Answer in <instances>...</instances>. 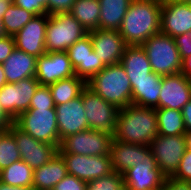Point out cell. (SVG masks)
I'll use <instances>...</instances> for the list:
<instances>
[{
	"label": "cell",
	"instance_id": "4dcf8cb0",
	"mask_svg": "<svg viewBox=\"0 0 191 190\" xmlns=\"http://www.w3.org/2000/svg\"><path fill=\"white\" fill-rule=\"evenodd\" d=\"M34 17L33 13L11 3L2 19L6 35L14 37Z\"/></svg>",
	"mask_w": 191,
	"mask_h": 190
},
{
	"label": "cell",
	"instance_id": "7a4b0ae2",
	"mask_svg": "<svg viewBox=\"0 0 191 190\" xmlns=\"http://www.w3.org/2000/svg\"><path fill=\"white\" fill-rule=\"evenodd\" d=\"M157 135L155 108L131 104L119 110L114 136L116 140L138 145H150Z\"/></svg>",
	"mask_w": 191,
	"mask_h": 190
},
{
	"label": "cell",
	"instance_id": "681fc988",
	"mask_svg": "<svg viewBox=\"0 0 191 190\" xmlns=\"http://www.w3.org/2000/svg\"><path fill=\"white\" fill-rule=\"evenodd\" d=\"M6 36L4 25H3V20L0 19V38Z\"/></svg>",
	"mask_w": 191,
	"mask_h": 190
},
{
	"label": "cell",
	"instance_id": "f35d334b",
	"mask_svg": "<svg viewBox=\"0 0 191 190\" xmlns=\"http://www.w3.org/2000/svg\"><path fill=\"white\" fill-rule=\"evenodd\" d=\"M181 59L191 55V33H184L174 38Z\"/></svg>",
	"mask_w": 191,
	"mask_h": 190
},
{
	"label": "cell",
	"instance_id": "ffe728a7",
	"mask_svg": "<svg viewBox=\"0 0 191 190\" xmlns=\"http://www.w3.org/2000/svg\"><path fill=\"white\" fill-rule=\"evenodd\" d=\"M88 34L93 43V51L106 66L120 63L127 44L119 31L96 29Z\"/></svg>",
	"mask_w": 191,
	"mask_h": 190
},
{
	"label": "cell",
	"instance_id": "836d02e7",
	"mask_svg": "<svg viewBox=\"0 0 191 190\" xmlns=\"http://www.w3.org/2000/svg\"><path fill=\"white\" fill-rule=\"evenodd\" d=\"M55 108L49 86L39 85L31 99L29 109Z\"/></svg>",
	"mask_w": 191,
	"mask_h": 190
},
{
	"label": "cell",
	"instance_id": "2e32d148",
	"mask_svg": "<svg viewBox=\"0 0 191 190\" xmlns=\"http://www.w3.org/2000/svg\"><path fill=\"white\" fill-rule=\"evenodd\" d=\"M160 33L172 38L191 33V3L162 0Z\"/></svg>",
	"mask_w": 191,
	"mask_h": 190
},
{
	"label": "cell",
	"instance_id": "603a6c76",
	"mask_svg": "<svg viewBox=\"0 0 191 190\" xmlns=\"http://www.w3.org/2000/svg\"><path fill=\"white\" fill-rule=\"evenodd\" d=\"M68 175L66 163L57 153L54 158L33 170L34 190H53L54 186Z\"/></svg>",
	"mask_w": 191,
	"mask_h": 190
},
{
	"label": "cell",
	"instance_id": "83f0119b",
	"mask_svg": "<svg viewBox=\"0 0 191 190\" xmlns=\"http://www.w3.org/2000/svg\"><path fill=\"white\" fill-rule=\"evenodd\" d=\"M69 13L80 22L87 32L99 28L101 13L99 0H76Z\"/></svg>",
	"mask_w": 191,
	"mask_h": 190
},
{
	"label": "cell",
	"instance_id": "6da1fadb",
	"mask_svg": "<svg viewBox=\"0 0 191 190\" xmlns=\"http://www.w3.org/2000/svg\"><path fill=\"white\" fill-rule=\"evenodd\" d=\"M162 0H132L123 18L120 35L127 45H142L160 33Z\"/></svg>",
	"mask_w": 191,
	"mask_h": 190
},
{
	"label": "cell",
	"instance_id": "e575fe53",
	"mask_svg": "<svg viewBox=\"0 0 191 190\" xmlns=\"http://www.w3.org/2000/svg\"><path fill=\"white\" fill-rule=\"evenodd\" d=\"M13 3L37 15H48V0H14Z\"/></svg>",
	"mask_w": 191,
	"mask_h": 190
},
{
	"label": "cell",
	"instance_id": "d590c367",
	"mask_svg": "<svg viewBox=\"0 0 191 190\" xmlns=\"http://www.w3.org/2000/svg\"><path fill=\"white\" fill-rule=\"evenodd\" d=\"M172 178L181 182H191V149L186 148L179 167Z\"/></svg>",
	"mask_w": 191,
	"mask_h": 190
},
{
	"label": "cell",
	"instance_id": "f6af8a7d",
	"mask_svg": "<svg viewBox=\"0 0 191 190\" xmlns=\"http://www.w3.org/2000/svg\"><path fill=\"white\" fill-rule=\"evenodd\" d=\"M0 190H34L33 187H14L12 185H6L0 181Z\"/></svg>",
	"mask_w": 191,
	"mask_h": 190
},
{
	"label": "cell",
	"instance_id": "ac0fdd59",
	"mask_svg": "<svg viewBox=\"0 0 191 190\" xmlns=\"http://www.w3.org/2000/svg\"><path fill=\"white\" fill-rule=\"evenodd\" d=\"M55 109L60 143L68 136L89 129L82 93L68 103L56 105Z\"/></svg>",
	"mask_w": 191,
	"mask_h": 190
},
{
	"label": "cell",
	"instance_id": "7bdbcfd3",
	"mask_svg": "<svg viewBox=\"0 0 191 190\" xmlns=\"http://www.w3.org/2000/svg\"><path fill=\"white\" fill-rule=\"evenodd\" d=\"M182 116L186 132L191 130V100L182 108Z\"/></svg>",
	"mask_w": 191,
	"mask_h": 190
},
{
	"label": "cell",
	"instance_id": "5b68a950",
	"mask_svg": "<svg viewBox=\"0 0 191 190\" xmlns=\"http://www.w3.org/2000/svg\"><path fill=\"white\" fill-rule=\"evenodd\" d=\"M88 32L71 13L48 15L45 48L47 52H66Z\"/></svg>",
	"mask_w": 191,
	"mask_h": 190
},
{
	"label": "cell",
	"instance_id": "f907efd6",
	"mask_svg": "<svg viewBox=\"0 0 191 190\" xmlns=\"http://www.w3.org/2000/svg\"><path fill=\"white\" fill-rule=\"evenodd\" d=\"M172 1L191 3V0H172Z\"/></svg>",
	"mask_w": 191,
	"mask_h": 190
},
{
	"label": "cell",
	"instance_id": "816d5d0a",
	"mask_svg": "<svg viewBox=\"0 0 191 190\" xmlns=\"http://www.w3.org/2000/svg\"><path fill=\"white\" fill-rule=\"evenodd\" d=\"M4 132H5V131H1V130H0V137H1V135H2Z\"/></svg>",
	"mask_w": 191,
	"mask_h": 190
},
{
	"label": "cell",
	"instance_id": "8992f818",
	"mask_svg": "<svg viewBox=\"0 0 191 190\" xmlns=\"http://www.w3.org/2000/svg\"><path fill=\"white\" fill-rule=\"evenodd\" d=\"M141 46L147 54L154 73L166 76L181 71L182 59L174 38L158 33L151 36Z\"/></svg>",
	"mask_w": 191,
	"mask_h": 190
},
{
	"label": "cell",
	"instance_id": "cb8c5ba5",
	"mask_svg": "<svg viewBox=\"0 0 191 190\" xmlns=\"http://www.w3.org/2000/svg\"><path fill=\"white\" fill-rule=\"evenodd\" d=\"M162 76L152 72V78L134 81L132 87V104L156 108L159 104Z\"/></svg>",
	"mask_w": 191,
	"mask_h": 190
},
{
	"label": "cell",
	"instance_id": "8fae6325",
	"mask_svg": "<svg viewBox=\"0 0 191 190\" xmlns=\"http://www.w3.org/2000/svg\"><path fill=\"white\" fill-rule=\"evenodd\" d=\"M66 163L68 174L90 183L113 172L110 155L86 156L59 153Z\"/></svg>",
	"mask_w": 191,
	"mask_h": 190
},
{
	"label": "cell",
	"instance_id": "7c38bea8",
	"mask_svg": "<svg viewBox=\"0 0 191 190\" xmlns=\"http://www.w3.org/2000/svg\"><path fill=\"white\" fill-rule=\"evenodd\" d=\"M39 85L36 77H30L18 83H6L0 89V105L15 120L29 109L31 99Z\"/></svg>",
	"mask_w": 191,
	"mask_h": 190
},
{
	"label": "cell",
	"instance_id": "74e56055",
	"mask_svg": "<svg viewBox=\"0 0 191 190\" xmlns=\"http://www.w3.org/2000/svg\"><path fill=\"white\" fill-rule=\"evenodd\" d=\"M76 0H48V15L69 13Z\"/></svg>",
	"mask_w": 191,
	"mask_h": 190
},
{
	"label": "cell",
	"instance_id": "b9f144b4",
	"mask_svg": "<svg viewBox=\"0 0 191 190\" xmlns=\"http://www.w3.org/2000/svg\"><path fill=\"white\" fill-rule=\"evenodd\" d=\"M14 125V120L3 110L0 105V130L8 131Z\"/></svg>",
	"mask_w": 191,
	"mask_h": 190
},
{
	"label": "cell",
	"instance_id": "30bf717a",
	"mask_svg": "<svg viewBox=\"0 0 191 190\" xmlns=\"http://www.w3.org/2000/svg\"><path fill=\"white\" fill-rule=\"evenodd\" d=\"M157 167L166 177H172L179 167L186 150L184 135H157L150 143Z\"/></svg>",
	"mask_w": 191,
	"mask_h": 190
},
{
	"label": "cell",
	"instance_id": "5bb4252c",
	"mask_svg": "<svg viewBox=\"0 0 191 190\" xmlns=\"http://www.w3.org/2000/svg\"><path fill=\"white\" fill-rule=\"evenodd\" d=\"M66 52L75 70V75L86 82L106 67L93 51V43L89 34L77 40Z\"/></svg>",
	"mask_w": 191,
	"mask_h": 190
},
{
	"label": "cell",
	"instance_id": "4316f807",
	"mask_svg": "<svg viewBox=\"0 0 191 190\" xmlns=\"http://www.w3.org/2000/svg\"><path fill=\"white\" fill-rule=\"evenodd\" d=\"M52 94L55 106L68 103L72 99L81 95L87 87V82L76 75L62 79L48 85Z\"/></svg>",
	"mask_w": 191,
	"mask_h": 190
},
{
	"label": "cell",
	"instance_id": "d6a6232c",
	"mask_svg": "<svg viewBox=\"0 0 191 190\" xmlns=\"http://www.w3.org/2000/svg\"><path fill=\"white\" fill-rule=\"evenodd\" d=\"M86 190H125L123 176L113 171L109 175L87 183Z\"/></svg>",
	"mask_w": 191,
	"mask_h": 190
},
{
	"label": "cell",
	"instance_id": "7402d4cb",
	"mask_svg": "<svg viewBox=\"0 0 191 190\" xmlns=\"http://www.w3.org/2000/svg\"><path fill=\"white\" fill-rule=\"evenodd\" d=\"M120 64L124 67L130 83L152 78V68L141 45H127Z\"/></svg>",
	"mask_w": 191,
	"mask_h": 190
},
{
	"label": "cell",
	"instance_id": "484cf974",
	"mask_svg": "<svg viewBox=\"0 0 191 190\" xmlns=\"http://www.w3.org/2000/svg\"><path fill=\"white\" fill-rule=\"evenodd\" d=\"M109 154L113 171L123 174L135 166L138 160V144L125 143L113 137Z\"/></svg>",
	"mask_w": 191,
	"mask_h": 190
},
{
	"label": "cell",
	"instance_id": "bcb514c9",
	"mask_svg": "<svg viewBox=\"0 0 191 190\" xmlns=\"http://www.w3.org/2000/svg\"><path fill=\"white\" fill-rule=\"evenodd\" d=\"M11 1L8 0H0V19H3L6 10L11 5Z\"/></svg>",
	"mask_w": 191,
	"mask_h": 190
},
{
	"label": "cell",
	"instance_id": "7dc6e473",
	"mask_svg": "<svg viewBox=\"0 0 191 190\" xmlns=\"http://www.w3.org/2000/svg\"><path fill=\"white\" fill-rule=\"evenodd\" d=\"M7 83V80L5 78V72L3 69L2 64H0V89Z\"/></svg>",
	"mask_w": 191,
	"mask_h": 190
},
{
	"label": "cell",
	"instance_id": "1f68e13d",
	"mask_svg": "<svg viewBox=\"0 0 191 190\" xmlns=\"http://www.w3.org/2000/svg\"><path fill=\"white\" fill-rule=\"evenodd\" d=\"M21 159L14 135L8 130L0 137V171Z\"/></svg>",
	"mask_w": 191,
	"mask_h": 190
},
{
	"label": "cell",
	"instance_id": "9c48e42d",
	"mask_svg": "<svg viewBox=\"0 0 191 190\" xmlns=\"http://www.w3.org/2000/svg\"><path fill=\"white\" fill-rule=\"evenodd\" d=\"M113 136L92 129L83 130L64 138L58 153H72L86 156L110 155Z\"/></svg>",
	"mask_w": 191,
	"mask_h": 190
},
{
	"label": "cell",
	"instance_id": "d4e9b609",
	"mask_svg": "<svg viewBox=\"0 0 191 190\" xmlns=\"http://www.w3.org/2000/svg\"><path fill=\"white\" fill-rule=\"evenodd\" d=\"M131 1L132 0H99L101 13L98 29L118 31Z\"/></svg>",
	"mask_w": 191,
	"mask_h": 190
},
{
	"label": "cell",
	"instance_id": "ba28073f",
	"mask_svg": "<svg viewBox=\"0 0 191 190\" xmlns=\"http://www.w3.org/2000/svg\"><path fill=\"white\" fill-rule=\"evenodd\" d=\"M82 100L89 129L115 136L119 108L86 87Z\"/></svg>",
	"mask_w": 191,
	"mask_h": 190
},
{
	"label": "cell",
	"instance_id": "277c9868",
	"mask_svg": "<svg viewBox=\"0 0 191 190\" xmlns=\"http://www.w3.org/2000/svg\"><path fill=\"white\" fill-rule=\"evenodd\" d=\"M125 190H162L166 176L157 167L149 145H138V160L123 174Z\"/></svg>",
	"mask_w": 191,
	"mask_h": 190
},
{
	"label": "cell",
	"instance_id": "ee69618b",
	"mask_svg": "<svg viewBox=\"0 0 191 190\" xmlns=\"http://www.w3.org/2000/svg\"><path fill=\"white\" fill-rule=\"evenodd\" d=\"M180 72L191 80V55L182 60V67Z\"/></svg>",
	"mask_w": 191,
	"mask_h": 190
},
{
	"label": "cell",
	"instance_id": "60d3db41",
	"mask_svg": "<svg viewBox=\"0 0 191 190\" xmlns=\"http://www.w3.org/2000/svg\"><path fill=\"white\" fill-rule=\"evenodd\" d=\"M162 190H191V182H181L167 177Z\"/></svg>",
	"mask_w": 191,
	"mask_h": 190
},
{
	"label": "cell",
	"instance_id": "52a82bcc",
	"mask_svg": "<svg viewBox=\"0 0 191 190\" xmlns=\"http://www.w3.org/2000/svg\"><path fill=\"white\" fill-rule=\"evenodd\" d=\"M14 124L37 141L59 148L60 138L55 108L28 109L14 120Z\"/></svg>",
	"mask_w": 191,
	"mask_h": 190
},
{
	"label": "cell",
	"instance_id": "9a60e30c",
	"mask_svg": "<svg viewBox=\"0 0 191 190\" xmlns=\"http://www.w3.org/2000/svg\"><path fill=\"white\" fill-rule=\"evenodd\" d=\"M73 76L75 70L67 52H46L37 57L35 77L40 85L48 86Z\"/></svg>",
	"mask_w": 191,
	"mask_h": 190
},
{
	"label": "cell",
	"instance_id": "44dd1931",
	"mask_svg": "<svg viewBox=\"0 0 191 190\" xmlns=\"http://www.w3.org/2000/svg\"><path fill=\"white\" fill-rule=\"evenodd\" d=\"M2 66L7 83H18L21 80L35 77L37 57L15 48Z\"/></svg>",
	"mask_w": 191,
	"mask_h": 190
},
{
	"label": "cell",
	"instance_id": "4fadbf2b",
	"mask_svg": "<svg viewBox=\"0 0 191 190\" xmlns=\"http://www.w3.org/2000/svg\"><path fill=\"white\" fill-rule=\"evenodd\" d=\"M9 131L14 135L17 142L21 160L33 170L49 162L58 153L57 146L37 141L15 124Z\"/></svg>",
	"mask_w": 191,
	"mask_h": 190
},
{
	"label": "cell",
	"instance_id": "d6986e66",
	"mask_svg": "<svg viewBox=\"0 0 191 190\" xmlns=\"http://www.w3.org/2000/svg\"><path fill=\"white\" fill-rule=\"evenodd\" d=\"M48 15L32 18L15 36V47L36 57L45 54V37Z\"/></svg>",
	"mask_w": 191,
	"mask_h": 190
},
{
	"label": "cell",
	"instance_id": "f546056e",
	"mask_svg": "<svg viewBox=\"0 0 191 190\" xmlns=\"http://www.w3.org/2000/svg\"><path fill=\"white\" fill-rule=\"evenodd\" d=\"M0 181L14 187H33V169L20 159L0 171Z\"/></svg>",
	"mask_w": 191,
	"mask_h": 190
},
{
	"label": "cell",
	"instance_id": "3957f363",
	"mask_svg": "<svg viewBox=\"0 0 191 190\" xmlns=\"http://www.w3.org/2000/svg\"><path fill=\"white\" fill-rule=\"evenodd\" d=\"M87 87L119 109L132 104L130 79L120 63L107 65L87 82Z\"/></svg>",
	"mask_w": 191,
	"mask_h": 190
},
{
	"label": "cell",
	"instance_id": "ab89813d",
	"mask_svg": "<svg viewBox=\"0 0 191 190\" xmlns=\"http://www.w3.org/2000/svg\"><path fill=\"white\" fill-rule=\"evenodd\" d=\"M15 40L13 36H4L0 38V64H2L15 49Z\"/></svg>",
	"mask_w": 191,
	"mask_h": 190
},
{
	"label": "cell",
	"instance_id": "c3c4849f",
	"mask_svg": "<svg viewBox=\"0 0 191 190\" xmlns=\"http://www.w3.org/2000/svg\"><path fill=\"white\" fill-rule=\"evenodd\" d=\"M186 139V147L191 149V130L184 133Z\"/></svg>",
	"mask_w": 191,
	"mask_h": 190
},
{
	"label": "cell",
	"instance_id": "e0dca14e",
	"mask_svg": "<svg viewBox=\"0 0 191 190\" xmlns=\"http://www.w3.org/2000/svg\"><path fill=\"white\" fill-rule=\"evenodd\" d=\"M191 100V80L181 72L162 76L159 104L155 109L182 110Z\"/></svg>",
	"mask_w": 191,
	"mask_h": 190
},
{
	"label": "cell",
	"instance_id": "8d00e7d4",
	"mask_svg": "<svg viewBox=\"0 0 191 190\" xmlns=\"http://www.w3.org/2000/svg\"><path fill=\"white\" fill-rule=\"evenodd\" d=\"M86 186V182L78 179L74 175L68 174L54 186L53 190H86Z\"/></svg>",
	"mask_w": 191,
	"mask_h": 190
},
{
	"label": "cell",
	"instance_id": "f1b7e54d",
	"mask_svg": "<svg viewBox=\"0 0 191 190\" xmlns=\"http://www.w3.org/2000/svg\"><path fill=\"white\" fill-rule=\"evenodd\" d=\"M156 110L159 135H184L186 132L181 110L159 108Z\"/></svg>",
	"mask_w": 191,
	"mask_h": 190
}]
</instances>
